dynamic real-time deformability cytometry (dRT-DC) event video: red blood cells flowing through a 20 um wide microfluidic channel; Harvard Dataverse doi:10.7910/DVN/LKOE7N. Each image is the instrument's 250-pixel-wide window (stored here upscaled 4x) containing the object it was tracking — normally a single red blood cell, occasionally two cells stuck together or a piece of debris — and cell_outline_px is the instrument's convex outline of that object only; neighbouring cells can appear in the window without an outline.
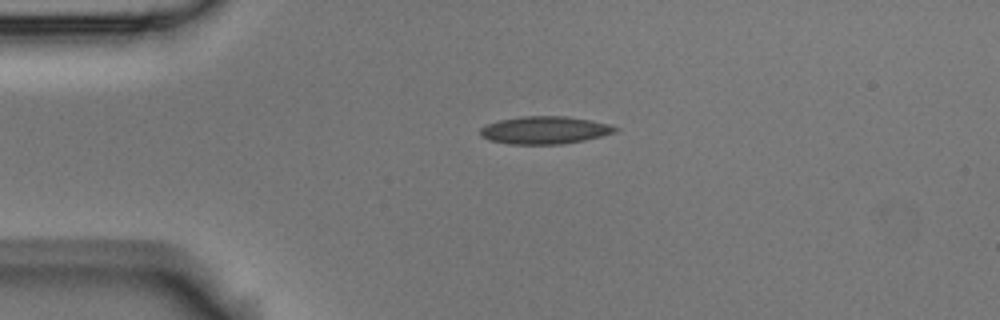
{"species": "Egyptian fruit bat (a non-hibernating species)", "species_latin": "Rousettus aegyptiacus", "temperature_condition": "room temperature", "stored_images_in_passage": 3, "camera_frame_rate_fps": 3000, "um_per_image_px": 0.085, "animal": {"sex": "male"}, "frame": {"image": 1, "passage_image": 3, "time_ms": 0.667, "image_size_px": [1000, 320], "cell_outline_px": [[620, 128], [616, 132], [584, 140], [560, 144], [512, 144], [492, 140], [480, 136], [480, 128], [488, 124], [500, 120], [520, 116], [568, 116], [608, 124]], "centroid_in_image_um": [46.3, 11.05], "position_along_channel_um": 38.7, "area_um2": 21.5}}